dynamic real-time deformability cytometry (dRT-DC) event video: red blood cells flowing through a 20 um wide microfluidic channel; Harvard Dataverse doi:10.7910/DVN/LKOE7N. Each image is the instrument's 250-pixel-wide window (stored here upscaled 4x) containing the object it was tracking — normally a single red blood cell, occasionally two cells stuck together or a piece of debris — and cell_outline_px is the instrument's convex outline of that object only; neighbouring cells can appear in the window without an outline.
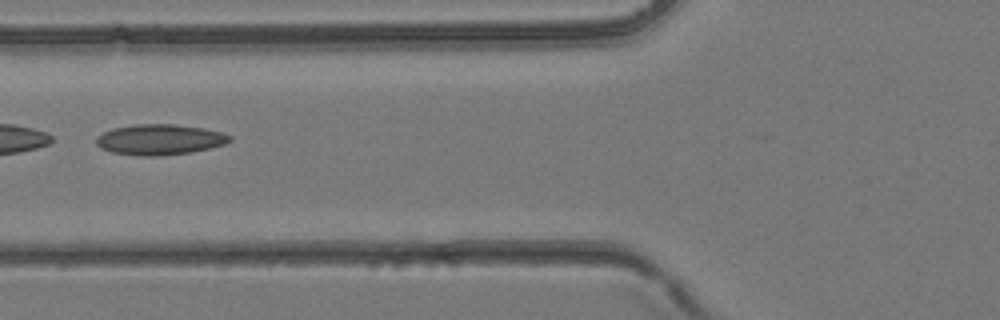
{"species": "common noctule bat (a hibernating species)", "species_latin": "Nyctalus noctula", "temperature_condition": "room temperature", "stored_images_in_passage": 26, "camera_frame_rate_fps": 3000, "um_per_image_px": 0.085, "animal": {"sex": "female", "body_mass_g": 24.6, "forearm_length_mm": 56.2}, "frame": {"image": 1, "passage_image": 15, "time_ms": 4.667, "image_size_px": [1000, 320], "cell_outline_px": [[232, 140], [224, 144], [208, 148], [188, 152], [156, 156], [140, 156], [112, 152], [100, 148], [96, 144], [96, 136], [112, 128], [136, 124], [176, 124], [204, 128], [220, 132], [232, 136]], "centroid_in_image_um": [13.54, 11.85], "position_along_channel_um": 112.3, "area_um2": 23.7}}
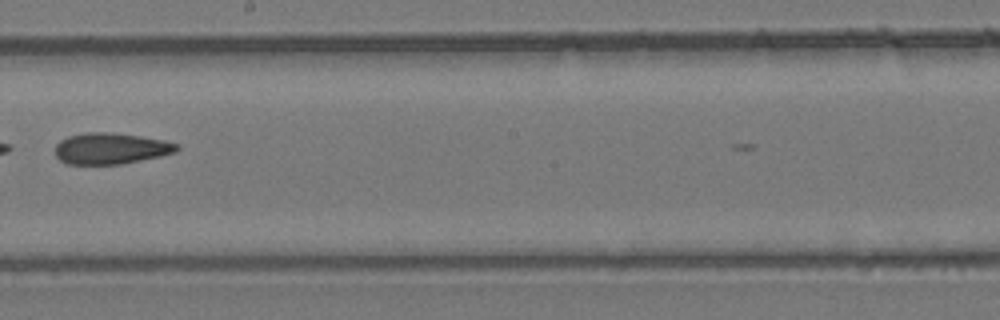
{"frame": {"image": 2, "passage_image": 22, "time_ms": 7.0, "image_size_px": [1000, 320], "cell_outline_px": [[180, 148], [176, 152], [160, 156], [120, 164], [68, 164], [60, 160], [56, 156], [56, 144], [60, 140], [68, 136], [88, 132], [108, 132], [140, 136], [164, 140], [180, 144]], "centroid_in_image_um": [9.43, 12.62], "position_along_channel_um": 238.8, "area_um2": 22.08}}